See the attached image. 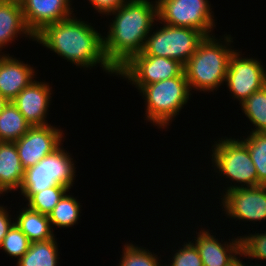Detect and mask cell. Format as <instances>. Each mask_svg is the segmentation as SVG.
<instances>
[{
    "label": "cell",
    "instance_id": "obj_1",
    "mask_svg": "<svg viewBox=\"0 0 266 266\" xmlns=\"http://www.w3.org/2000/svg\"><path fill=\"white\" fill-rule=\"evenodd\" d=\"M75 17L45 26L35 35V41L80 68L100 64L106 73L117 75V70L105 56L102 34Z\"/></svg>",
    "mask_w": 266,
    "mask_h": 266
},
{
    "label": "cell",
    "instance_id": "obj_2",
    "mask_svg": "<svg viewBox=\"0 0 266 266\" xmlns=\"http://www.w3.org/2000/svg\"><path fill=\"white\" fill-rule=\"evenodd\" d=\"M114 20L104 40V53L109 63L118 70L132 56L143 52L147 36L158 20L157 1L127 0L114 12Z\"/></svg>",
    "mask_w": 266,
    "mask_h": 266
},
{
    "label": "cell",
    "instance_id": "obj_3",
    "mask_svg": "<svg viewBox=\"0 0 266 266\" xmlns=\"http://www.w3.org/2000/svg\"><path fill=\"white\" fill-rule=\"evenodd\" d=\"M215 38L213 35L205 36L183 66L190 90L211 92L225 83L229 59L235 50L230 48L231 35H224L225 44Z\"/></svg>",
    "mask_w": 266,
    "mask_h": 266
},
{
    "label": "cell",
    "instance_id": "obj_4",
    "mask_svg": "<svg viewBox=\"0 0 266 266\" xmlns=\"http://www.w3.org/2000/svg\"><path fill=\"white\" fill-rule=\"evenodd\" d=\"M190 91L184 71L177 77L145 85L139 92L145 100L146 119L159 128L167 127L187 104Z\"/></svg>",
    "mask_w": 266,
    "mask_h": 266
},
{
    "label": "cell",
    "instance_id": "obj_5",
    "mask_svg": "<svg viewBox=\"0 0 266 266\" xmlns=\"http://www.w3.org/2000/svg\"><path fill=\"white\" fill-rule=\"evenodd\" d=\"M218 141L212 146V167L217 169L216 172H221V176L238 183L227 187L225 192L233 188L258 186L257 171L246 144L227 137Z\"/></svg>",
    "mask_w": 266,
    "mask_h": 266
},
{
    "label": "cell",
    "instance_id": "obj_6",
    "mask_svg": "<svg viewBox=\"0 0 266 266\" xmlns=\"http://www.w3.org/2000/svg\"><path fill=\"white\" fill-rule=\"evenodd\" d=\"M204 38L197 29L164 24L153 34L149 33L141 54L173 59L184 66Z\"/></svg>",
    "mask_w": 266,
    "mask_h": 266
},
{
    "label": "cell",
    "instance_id": "obj_7",
    "mask_svg": "<svg viewBox=\"0 0 266 266\" xmlns=\"http://www.w3.org/2000/svg\"><path fill=\"white\" fill-rule=\"evenodd\" d=\"M161 24L197 29L211 36L215 20L208 0H156ZM211 8V9H210ZM163 22V23H162Z\"/></svg>",
    "mask_w": 266,
    "mask_h": 266
},
{
    "label": "cell",
    "instance_id": "obj_8",
    "mask_svg": "<svg viewBox=\"0 0 266 266\" xmlns=\"http://www.w3.org/2000/svg\"><path fill=\"white\" fill-rule=\"evenodd\" d=\"M183 65L176 60L160 56H145L141 53L132 56L117 70V75L140 90L145 85L179 76Z\"/></svg>",
    "mask_w": 266,
    "mask_h": 266
},
{
    "label": "cell",
    "instance_id": "obj_9",
    "mask_svg": "<svg viewBox=\"0 0 266 266\" xmlns=\"http://www.w3.org/2000/svg\"><path fill=\"white\" fill-rule=\"evenodd\" d=\"M234 51L229 59L225 82L235 99L242 104L252 93L266 85V70L256 58H243Z\"/></svg>",
    "mask_w": 266,
    "mask_h": 266
},
{
    "label": "cell",
    "instance_id": "obj_10",
    "mask_svg": "<svg viewBox=\"0 0 266 266\" xmlns=\"http://www.w3.org/2000/svg\"><path fill=\"white\" fill-rule=\"evenodd\" d=\"M63 131L50 124L31 126L26 134L15 141L24 170L34 167L44 157L62 146Z\"/></svg>",
    "mask_w": 266,
    "mask_h": 266
},
{
    "label": "cell",
    "instance_id": "obj_11",
    "mask_svg": "<svg viewBox=\"0 0 266 266\" xmlns=\"http://www.w3.org/2000/svg\"><path fill=\"white\" fill-rule=\"evenodd\" d=\"M224 212L230 218L243 221L266 219V185L233 188L221 198Z\"/></svg>",
    "mask_w": 266,
    "mask_h": 266
},
{
    "label": "cell",
    "instance_id": "obj_12",
    "mask_svg": "<svg viewBox=\"0 0 266 266\" xmlns=\"http://www.w3.org/2000/svg\"><path fill=\"white\" fill-rule=\"evenodd\" d=\"M28 29L35 36L45 26L75 14L70 0H19Z\"/></svg>",
    "mask_w": 266,
    "mask_h": 266
},
{
    "label": "cell",
    "instance_id": "obj_13",
    "mask_svg": "<svg viewBox=\"0 0 266 266\" xmlns=\"http://www.w3.org/2000/svg\"><path fill=\"white\" fill-rule=\"evenodd\" d=\"M49 83L34 80L12 100L31 126L48 125L46 117L51 101Z\"/></svg>",
    "mask_w": 266,
    "mask_h": 266
},
{
    "label": "cell",
    "instance_id": "obj_14",
    "mask_svg": "<svg viewBox=\"0 0 266 266\" xmlns=\"http://www.w3.org/2000/svg\"><path fill=\"white\" fill-rule=\"evenodd\" d=\"M9 55L0 54V93L12 101L21 90L34 81L36 75L31 65Z\"/></svg>",
    "mask_w": 266,
    "mask_h": 266
},
{
    "label": "cell",
    "instance_id": "obj_15",
    "mask_svg": "<svg viewBox=\"0 0 266 266\" xmlns=\"http://www.w3.org/2000/svg\"><path fill=\"white\" fill-rule=\"evenodd\" d=\"M207 229L198 232L195 237V246L197 247L203 266H227L229 262L239 255L240 251V236L234 238L232 241L220 242ZM227 243V244H225Z\"/></svg>",
    "mask_w": 266,
    "mask_h": 266
},
{
    "label": "cell",
    "instance_id": "obj_16",
    "mask_svg": "<svg viewBox=\"0 0 266 266\" xmlns=\"http://www.w3.org/2000/svg\"><path fill=\"white\" fill-rule=\"evenodd\" d=\"M21 34L35 41V36L25 23L20 1L4 0L0 4V51Z\"/></svg>",
    "mask_w": 266,
    "mask_h": 266
},
{
    "label": "cell",
    "instance_id": "obj_17",
    "mask_svg": "<svg viewBox=\"0 0 266 266\" xmlns=\"http://www.w3.org/2000/svg\"><path fill=\"white\" fill-rule=\"evenodd\" d=\"M24 172L15 142H0V194L20 190Z\"/></svg>",
    "mask_w": 266,
    "mask_h": 266
},
{
    "label": "cell",
    "instance_id": "obj_18",
    "mask_svg": "<svg viewBox=\"0 0 266 266\" xmlns=\"http://www.w3.org/2000/svg\"><path fill=\"white\" fill-rule=\"evenodd\" d=\"M21 210L19 216L17 215L15 219V224L31 243L55 238L48 215L41 214L27 206Z\"/></svg>",
    "mask_w": 266,
    "mask_h": 266
},
{
    "label": "cell",
    "instance_id": "obj_19",
    "mask_svg": "<svg viewBox=\"0 0 266 266\" xmlns=\"http://www.w3.org/2000/svg\"><path fill=\"white\" fill-rule=\"evenodd\" d=\"M73 158L63 147H59L52 154L46 156V172L56 184L71 188L75 179Z\"/></svg>",
    "mask_w": 266,
    "mask_h": 266
},
{
    "label": "cell",
    "instance_id": "obj_20",
    "mask_svg": "<svg viewBox=\"0 0 266 266\" xmlns=\"http://www.w3.org/2000/svg\"><path fill=\"white\" fill-rule=\"evenodd\" d=\"M31 125L10 101L0 113V142H15L27 133Z\"/></svg>",
    "mask_w": 266,
    "mask_h": 266
},
{
    "label": "cell",
    "instance_id": "obj_21",
    "mask_svg": "<svg viewBox=\"0 0 266 266\" xmlns=\"http://www.w3.org/2000/svg\"><path fill=\"white\" fill-rule=\"evenodd\" d=\"M58 249L55 238L32 242L29 250L17 260V266H57Z\"/></svg>",
    "mask_w": 266,
    "mask_h": 266
},
{
    "label": "cell",
    "instance_id": "obj_22",
    "mask_svg": "<svg viewBox=\"0 0 266 266\" xmlns=\"http://www.w3.org/2000/svg\"><path fill=\"white\" fill-rule=\"evenodd\" d=\"M54 185H56V183L53 178L47 175L46 157H44L34 167L25 170L20 192L26 198L25 200H28L34 193Z\"/></svg>",
    "mask_w": 266,
    "mask_h": 266
},
{
    "label": "cell",
    "instance_id": "obj_23",
    "mask_svg": "<svg viewBox=\"0 0 266 266\" xmlns=\"http://www.w3.org/2000/svg\"><path fill=\"white\" fill-rule=\"evenodd\" d=\"M240 106L242 112L255 126L251 132H266V85L252 93Z\"/></svg>",
    "mask_w": 266,
    "mask_h": 266
},
{
    "label": "cell",
    "instance_id": "obj_24",
    "mask_svg": "<svg viewBox=\"0 0 266 266\" xmlns=\"http://www.w3.org/2000/svg\"><path fill=\"white\" fill-rule=\"evenodd\" d=\"M80 206L77 199L72 195L65 194L48 215L51 226L68 228L77 224L81 212Z\"/></svg>",
    "mask_w": 266,
    "mask_h": 266
},
{
    "label": "cell",
    "instance_id": "obj_25",
    "mask_svg": "<svg viewBox=\"0 0 266 266\" xmlns=\"http://www.w3.org/2000/svg\"><path fill=\"white\" fill-rule=\"evenodd\" d=\"M242 141L246 144L255 165L258 185H266V132H250Z\"/></svg>",
    "mask_w": 266,
    "mask_h": 266
},
{
    "label": "cell",
    "instance_id": "obj_26",
    "mask_svg": "<svg viewBox=\"0 0 266 266\" xmlns=\"http://www.w3.org/2000/svg\"><path fill=\"white\" fill-rule=\"evenodd\" d=\"M70 188L64 185L56 184L40 192L34 193L26 204L32 210L41 214L49 215L62 197L69 192Z\"/></svg>",
    "mask_w": 266,
    "mask_h": 266
},
{
    "label": "cell",
    "instance_id": "obj_27",
    "mask_svg": "<svg viewBox=\"0 0 266 266\" xmlns=\"http://www.w3.org/2000/svg\"><path fill=\"white\" fill-rule=\"evenodd\" d=\"M123 247L122 259L120 258L119 266H163L160 264V260H158V255L152 254L146 248L135 246L132 243H126Z\"/></svg>",
    "mask_w": 266,
    "mask_h": 266
},
{
    "label": "cell",
    "instance_id": "obj_28",
    "mask_svg": "<svg viewBox=\"0 0 266 266\" xmlns=\"http://www.w3.org/2000/svg\"><path fill=\"white\" fill-rule=\"evenodd\" d=\"M30 244L31 242L28 237L14 223L3 238L0 248L7 255L17 257L19 260L29 250Z\"/></svg>",
    "mask_w": 266,
    "mask_h": 266
},
{
    "label": "cell",
    "instance_id": "obj_29",
    "mask_svg": "<svg viewBox=\"0 0 266 266\" xmlns=\"http://www.w3.org/2000/svg\"><path fill=\"white\" fill-rule=\"evenodd\" d=\"M240 251L245 257L266 260V231L240 236Z\"/></svg>",
    "mask_w": 266,
    "mask_h": 266
},
{
    "label": "cell",
    "instance_id": "obj_30",
    "mask_svg": "<svg viewBox=\"0 0 266 266\" xmlns=\"http://www.w3.org/2000/svg\"><path fill=\"white\" fill-rule=\"evenodd\" d=\"M191 242L188 241L186 244L184 242L183 247L175 251L172 263L166 266H203L199 251L194 242Z\"/></svg>",
    "mask_w": 266,
    "mask_h": 266
},
{
    "label": "cell",
    "instance_id": "obj_31",
    "mask_svg": "<svg viewBox=\"0 0 266 266\" xmlns=\"http://www.w3.org/2000/svg\"><path fill=\"white\" fill-rule=\"evenodd\" d=\"M126 1L127 0H89L93 8L103 15H108L114 12Z\"/></svg>",
    "mask_w": 266,
    "mask_h": 266
},
{
    "label": "cell",
    "instance_id": "obj_32",
    "mask_svg": "<svg viewBox=\"0 0 266 266\" xmlns=\"http://www.w3.org/2000/svg\"><path fill=\"white\" fill-rule=\"evenodd\" d=\"M5 208L6 207L0 205V244L3 241V238L7 235L11 226L15 223L14 220L12 221L9 217V213L7 212L8 209Z\"/></svg>",
    "mask_w": 266,
    "mask_h": 266
},
{
    "label": "cell",
    "instance_id": "obj_33",
    "mask_svg": "<svg viewBox=\"0 0 266 266\" xmlns=\"http://www.w3.org/2000/svg\"><path fill=\"white\" fill-rule=\"evenodd\" d=\"M243 256V254L240 252L239 253V259H238V255L233 258L229 264L227 266H244L243 262L240 261V257Z\"/></svg>",
    "mask_w": 266,
    "mask_h": 266
},
{
    "label": "cell",
    "instance_id": "obj_34",
    "mask_svg": "<svg viewBox=\"0 0 266 266\" xmlns=\"http://www.w3.org/2000/svg\"><path fill=\"white\" fill-rule=\"evenodd\" d=\"M10 101L0 93V113L4 110Z\"/></svg>",
    "mask_w": 266,
    "mask_h": 266
},
{
    "label": "cell",
    "instance_id": "obj_35",
    "mask_svg": "<svg viewBox=\"0 0 266 266\" xmlns=\"http://www.w3.org/2000/svg\"><path fill=\"white\" fill-rule=\"evenodd\" d=\"M245 264H246V263H244V266H246ZM247 266H249V265H247ZM250 266H254V265H251V264H250ZM255 266H261V265H257V264H256Z\"/></svg>",
    "mask_w": 266,
    "mask_h": 266
}]
</instances>
